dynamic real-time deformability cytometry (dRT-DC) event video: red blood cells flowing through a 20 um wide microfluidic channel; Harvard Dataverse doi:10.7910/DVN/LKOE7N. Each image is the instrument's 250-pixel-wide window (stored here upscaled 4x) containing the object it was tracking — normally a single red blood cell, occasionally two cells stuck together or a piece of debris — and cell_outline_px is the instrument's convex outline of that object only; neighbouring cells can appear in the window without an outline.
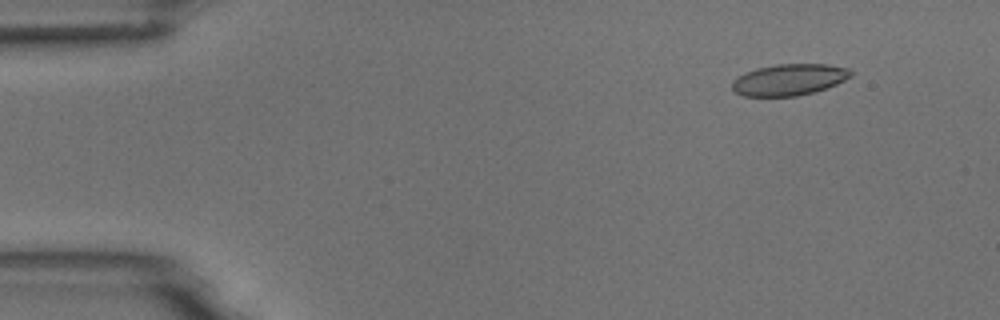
{"species": "common noctule bat (a hibernating species)", "species_latin": "Nyctalus noctula", "temperature_condition": "room temperature", "stored_images_in_passage": 3, "camera_frame_rate_fps": 3000, "um_per_image_px": 0.085, "animal": {"sex": "male", "body_mass_g": 18.8}, "frame": {"image": 1, "passage_image": 1, "time_ms": 0.0, "image_size_px": [1000, 320], "cell_outline_px": [[852, 76], [836, 84], [812, 92], [796, 96], [744, 96], [736, 92], [732, 88], [732, 80], [744, 72], [756, 68], [776, 64], [828, 64], [848, 68], [852, 72]], "centroid_in_image_um": [67.05, 6.76], "position_along_channel_um": 17.9, "area_um2": 21.68}}
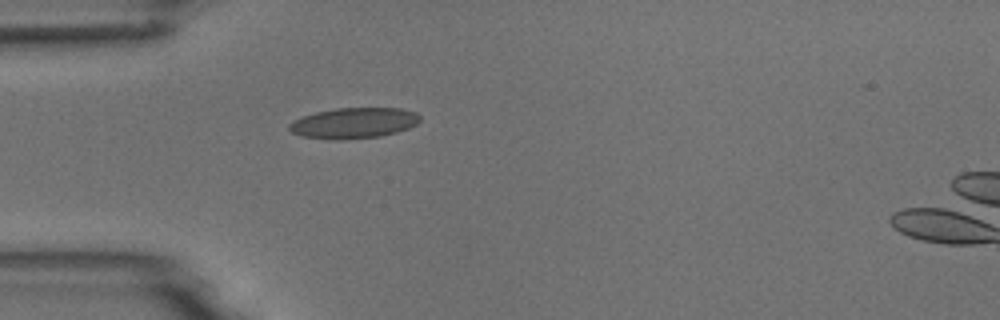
{"frame": {"image": 2, "passage_image": 3, "time_ms": 3.333, "image_size_px": [1000, 320], "cell_outline_px": [[420, 120], [416, 124], [408, 128], [396, 132], [380, 136], [336, 140], [300, 136], [292, 132], [288, 128], [288, 124], [304, 116], [316, 112], [336, 108], [400, 108], [416, 112], [420, 116]], "centroid_in_image_um": [30.08, 10.45], "position_along_channel_um": 54.9, "area_um2": 23.24}}